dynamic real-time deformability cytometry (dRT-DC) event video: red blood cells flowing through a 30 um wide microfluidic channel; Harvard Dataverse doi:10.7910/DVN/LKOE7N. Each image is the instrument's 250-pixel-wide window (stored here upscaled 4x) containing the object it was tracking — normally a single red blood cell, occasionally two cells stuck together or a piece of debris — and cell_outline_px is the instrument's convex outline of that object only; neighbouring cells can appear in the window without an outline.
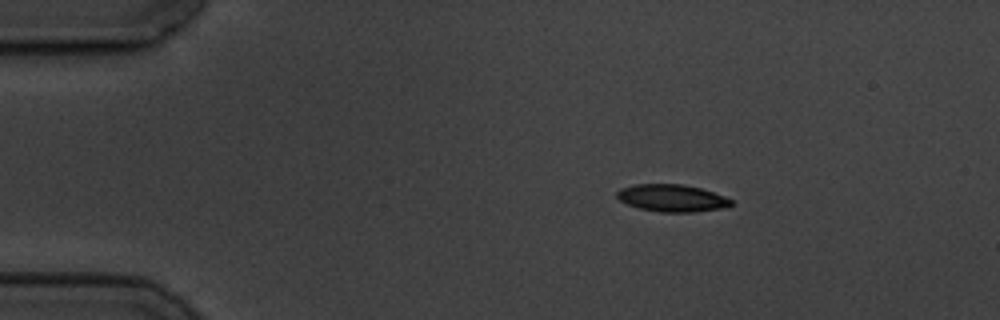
{"species": "common noctule bat (a hibernating species)", "species_latin": "Nyctalus noctula", "temperature_condition": "cold", "stored_images_in_passage": 3, "camera_frame_rate_fps": 3000, "um_per_image_px": 0.085, "animal": {"sex": "male", "body_mass_g": 19.5, "forearm_length_mm": 54.6}, "frame": {"image": 1, "passage_image": 1, "time_ms": 0.0, "image_size_px": [1000, 320], "cell_outline_px": [[732, 204], [720, 208], [692, 212], [660, 212], [640, 208], [628, 204], [620, 200], [616, 196], [616, 192], [620, 188], [636, 184], [680, 184], [700, 188], [724, 196], [732, 200]], "centroid_in_image_um": [57.07, 16.83], "position_along_channel_um": 27.9, "area_um2": 17.86}}